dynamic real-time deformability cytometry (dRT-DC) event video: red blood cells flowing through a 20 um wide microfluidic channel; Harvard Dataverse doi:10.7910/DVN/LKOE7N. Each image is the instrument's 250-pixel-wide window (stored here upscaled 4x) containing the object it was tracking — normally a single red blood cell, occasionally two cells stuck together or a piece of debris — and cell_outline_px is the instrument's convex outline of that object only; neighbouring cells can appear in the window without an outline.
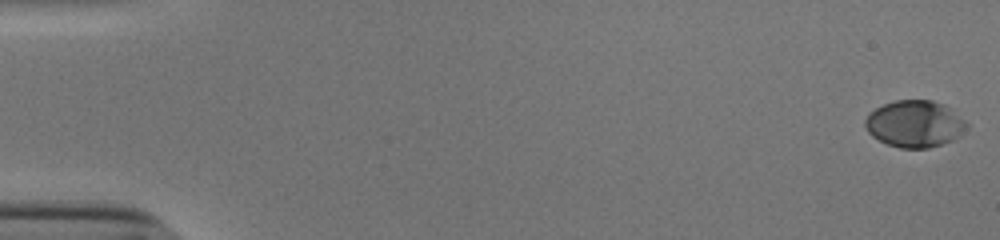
{"species": "human", "species_latin": "Homo sapiens", "temperature_condition": "cold", "stored_images_in_passage": 54, "camera_frame_rate_fps": 3000, "um_per_image_px": 0.085, "donor": {"sex": "male"}, "frame": {"image": 1, "passage_image": 1, "time_ms": 0.0, "image_size_px": [1000, 240], "cell_outline_px": [[968, 124], [960, 136], [952, 140], [928, 148], [900, 148], [888, 144], [872, 136], [868, 132], [864, 124], [864, 120], [876, 108], [884, 104], [896, 100], [932, 100], [944, 104], [964, 120]], "centroid_in_image_um": [77.74, 10.52], "position_along_channel_um": 7.3, "area_um2": 27.4}}
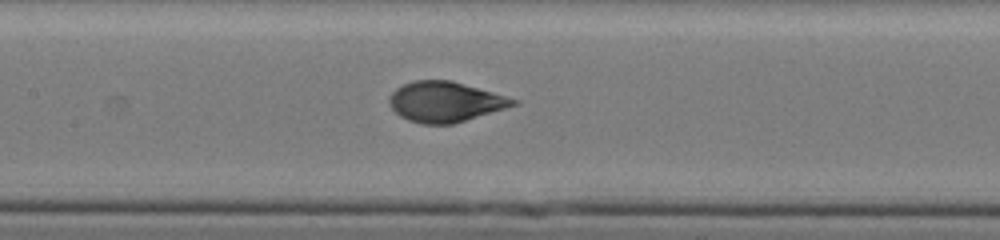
{"frame": {"image": 2, "passage_image": 27, "time_ms": 8.667, "image_size_px": [1000, 240], "cell_outline_px": [[520, 104], [452, 124], [420, 124], [408, 120], [400, 116], [392, 108], [388, 100], [388, 96], [396, 88], [412, 80], [448, 80], [492, 92], [520, 100]], "centroid_in_image_um": [37.83, 8.66], "position_along_channel_um": 169.6, "area_um2": 28.96}}
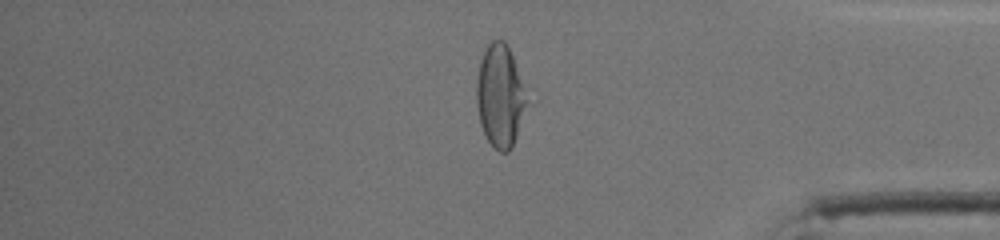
{"frame": {"image": 3, "passage_image": 46, "time_ms": 15.0, "image_size_px": [1000, 240], "cell_outline_px": [[528, 100], [512, 148], [508, 152], [500, 152], [488, 140], [480, 124], [476, 104], [476, 84], [480, 60], [488, 44], [492, 40], [504, 40], [528, 88]], "centroid_in_image_um": [42.52, 8.14], "position_along_channel_um": 392.7, "area_um2": 30.17}, "authors_computed_cell_mechanics": {"area_um2": 29.1023, "velocity_mm_per_s": 3.8423, "shape_relaxation_time_tau1_ms": 4.6243, "shape_relaxation_time_tau2_ms": null, "deformation_change_tau1": 0.2234, "deformation_change_tau2": null}}